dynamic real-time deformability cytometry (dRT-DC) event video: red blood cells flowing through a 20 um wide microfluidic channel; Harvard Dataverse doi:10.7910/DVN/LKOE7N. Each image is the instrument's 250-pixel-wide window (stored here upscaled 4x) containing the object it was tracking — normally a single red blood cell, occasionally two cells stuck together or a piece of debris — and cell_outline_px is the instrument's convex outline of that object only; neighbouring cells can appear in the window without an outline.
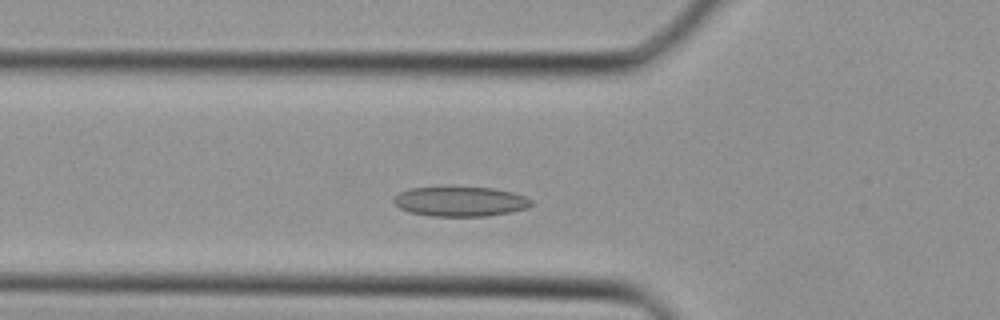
{"species": "Egyptian fruit bat (a non-hibernating species)", "species_latin": "Rousettus aegyptiacus", "temperature_condition": "cold", "stored_images_in_passage": 32, "camera_frame_rate_fps": 3000, "um_per_image_px": 0.085, "animal": {"sex": "female"}, "frame": {"image": 1, "passage_image": 7, "time_ms": 2.0, "image_size_px": [1000, 320], "cell_outline_px": [[532, 204], [524, 208], [508, 212], [488, 216], [432, 216], [412, 212], [400, 208], [392, 200], [400, 192], [408, 188], [492, 188], [512, 192], [524, 196], [532, 200]], "centroid_in_image_um": [39.12, 17.13], "position_along_channel_um": 86.7, "area_um2": 23.29}}
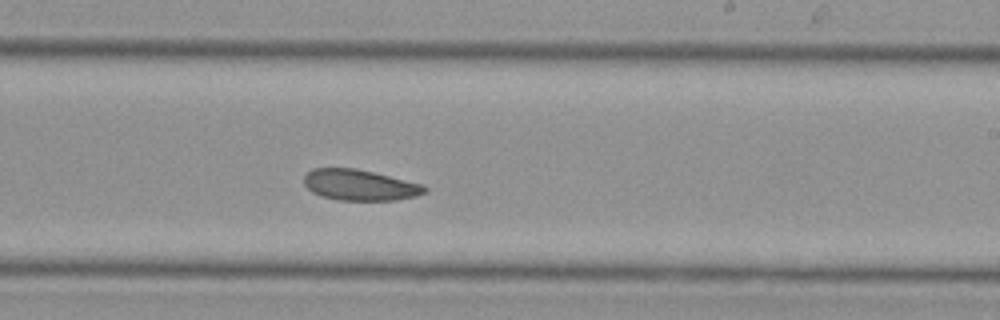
{"frame": {"image": 2, "passage_image": 17, "time_ms": 5.333, "image_size_px": [1000, 320], "cell_outline_px": [[428, 188], [424, 192], [416, 196], [396, 200], [336, 200], [320, 196], [312, 192], [304, 184], [304, 176], [312, 168], [356, 168], [424, 184]], "centroid_in_image_um": [30.57, 15.73], "position_along_channel_um": 258.4, "area_um2": 21.79}}
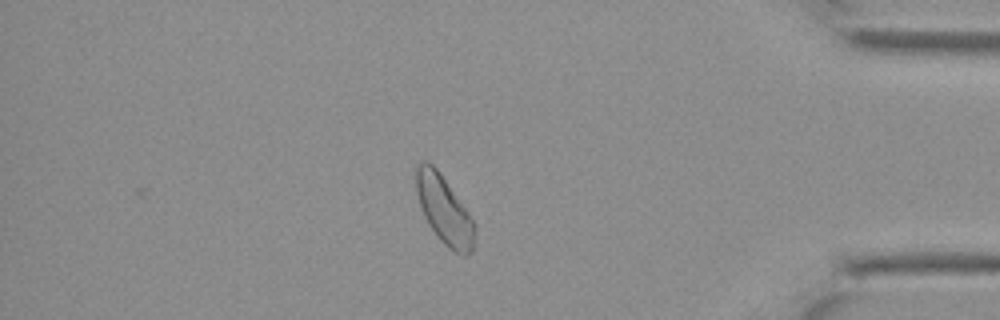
{"frame": {"image": 3, "passage_image": 27, "time_ms": 8.667, "image_size_px": [1000, 320], "cell_outline_px": [[472, 248], [468, 256], [464, 256], [448, 248], [436, 236], [428, 224], [424, 216], [416, 192], [416, 164], [424, 160], [428, 160], [436, 168], [468, 212], [472, 220]], "centroid_in_image_um": [37.69, 17.81], "position_along_channel_um": 397.5, "area_um2": 22.6}}